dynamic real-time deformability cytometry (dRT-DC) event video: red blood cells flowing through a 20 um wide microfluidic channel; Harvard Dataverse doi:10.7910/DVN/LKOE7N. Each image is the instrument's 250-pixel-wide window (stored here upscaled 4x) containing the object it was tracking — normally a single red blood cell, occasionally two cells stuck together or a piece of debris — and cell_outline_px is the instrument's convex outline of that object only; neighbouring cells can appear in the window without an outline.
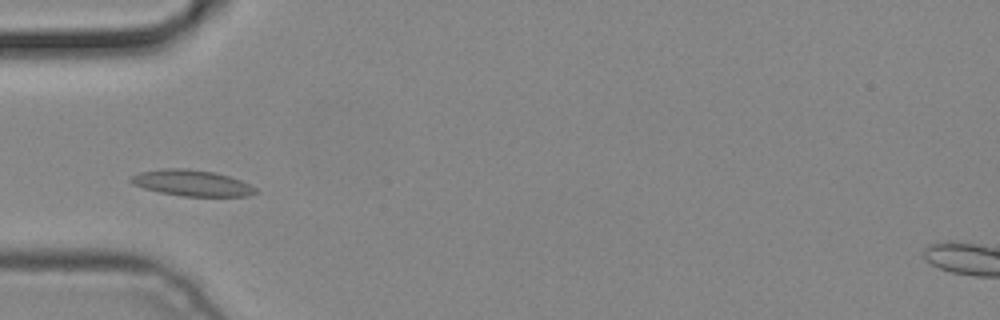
{"species": "common noctule bat (a hibernating species)", "species_latin": "Nyctalus noctula", "temperature_condition": "cold", "stored_images_in_passage": 3, "camera_frame_rate_fps": 3000, "um_per_image_px": 0.085, "animal": {"sex": "male", "body_mass_g": 19.2, "forearm_length_mm": 51.8}, "frame": {"image": 1, "passage_image": 3, "time_ms": 0.667, "image_size_px": [1000, 320], "cell_outline_px": [[260, 192], [248, 196], [180, 196], [160, 192], [144, 188], [132, 184], [128, 180], [132, 176], [140, 172], [164, 168], [188, 168], [212, 172], [228, 176], [240, 180], [256, 188]], "centroid_in_image_um": [16.3, 15.56], "position_along_channel_um": 68.7, "area_um2": 18.9}}